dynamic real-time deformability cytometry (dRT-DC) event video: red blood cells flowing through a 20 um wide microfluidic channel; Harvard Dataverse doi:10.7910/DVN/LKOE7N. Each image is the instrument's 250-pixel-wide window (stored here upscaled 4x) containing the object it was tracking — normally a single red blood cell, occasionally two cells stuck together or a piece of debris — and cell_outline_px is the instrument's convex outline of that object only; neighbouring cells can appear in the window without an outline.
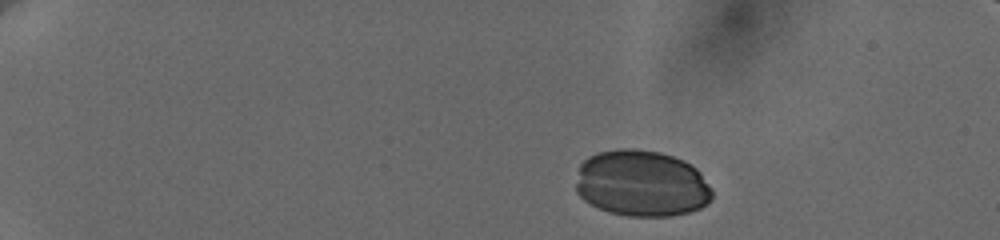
{"species": "human", "species_latin": "Homo sapiens", "temperature_condition": "cold", "stored_images_in_passage": 49, "camera_frame_rate_fps": 3000, "um_per_image_px": 0.085, "donor": {"sex": "female"}, "frame": {"image": 1, "passage_image": 2, "time_ms": 0.667, "image_size_px": [1000, 240], "cell_outline_px": [[712, 200], [708, 204], [700, 208], [688, 212], [672, 216], [628, 216], [608, 212], [584, 200], [576, 192], [576, 184], [580, 164], [588, 156], [596, 152], [616, 148], [632, 148], [660, 152], [684, 160], [692, 164], [700, 172], [712, 188]], "centroid_in_image_um": [54.55, 15.58], "position_along_channel_um": 30.4, "area_um2": 53.29}}
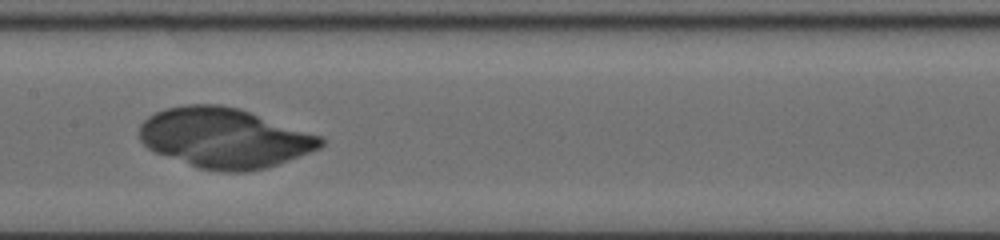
{"frame": {"image": 2, "passage_image": 27, "time_ms": 8.0, "image_size_px": [1000, 240], "cell_outline_px": [[324, 144], [320, 148], [300, 156], [268, 168], [248, 172], [220, 172], [196, 168], [156, 152], [148, 148], [140, 140], [140, 124], [148, 116], [164, 108], [188, 104], [220, 104], [236, 108], [320, 136], [324, 140]], "centroid_in_image_um": [19.04, 11.75], "position_along_channel_um": 188.4, "area_um2": 63.12}}
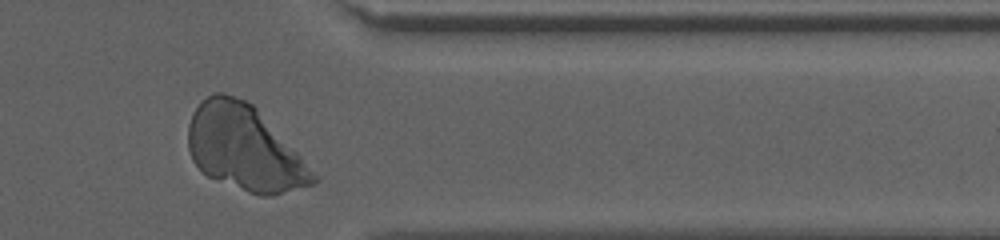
{"frame": {"image": 3, "passage_image": 46, "time_ms": 13.667, "image_size_px": [1000, 240], "cell_outline_px": [[320, 176], [316, 184], [272, 196], [260, 196], [248, 192], [208, 176], [200, 172], [192, 160], [188, 148], [188, 124], [192, 112], [208, 96], [216, 92], [224, 92], [244, 100], [252, 104], [256, 108]], "centroid_in_image_um": [20.79, 12.62], "position_along_channel_um": 390.6, "area_um2": 62.02}}